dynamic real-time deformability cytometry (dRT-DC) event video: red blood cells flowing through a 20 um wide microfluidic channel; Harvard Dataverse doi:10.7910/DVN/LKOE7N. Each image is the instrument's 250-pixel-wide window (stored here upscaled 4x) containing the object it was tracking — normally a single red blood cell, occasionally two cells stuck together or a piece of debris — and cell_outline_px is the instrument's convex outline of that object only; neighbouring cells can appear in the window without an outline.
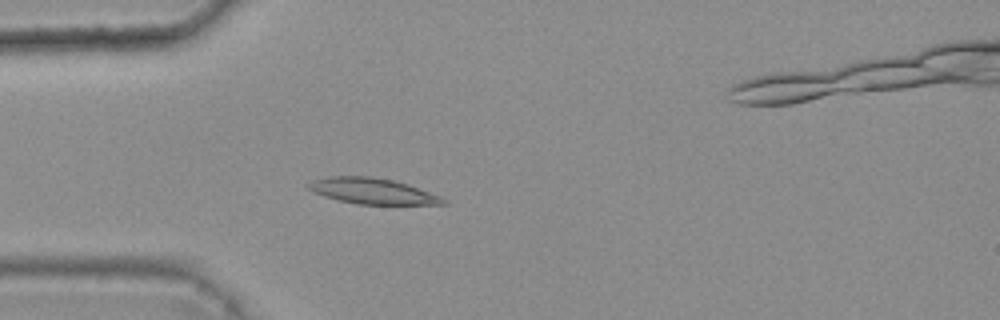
{"species": "common noctule bat (a hibernating species)", "species_latin": "Nyctalus noctula", "temperature_condition": "warm", "stored_images_in_passage": 3, "camera_frame_rate_fps": 3000, "um_per_image_px": 0.085, "animal": {"sex": "female", "body_mass_g": 25.1}, "frame": {"image": 1, "passage_image": 3, "time_ms": 0.667, "image_size_px": [1000, 320], "cell_outline_px": [[448, 204], [356, 204], [324, 196], [308, 188], [304, 184], [312, 180], [328, 176], [368, 176], [392, 180], [408, 184], [440, 196], [448, 200]], "centroid_in_image_um": [31.65, 16.23], "position_along_channel_um": 53.3, "area_um2": 20.17}}